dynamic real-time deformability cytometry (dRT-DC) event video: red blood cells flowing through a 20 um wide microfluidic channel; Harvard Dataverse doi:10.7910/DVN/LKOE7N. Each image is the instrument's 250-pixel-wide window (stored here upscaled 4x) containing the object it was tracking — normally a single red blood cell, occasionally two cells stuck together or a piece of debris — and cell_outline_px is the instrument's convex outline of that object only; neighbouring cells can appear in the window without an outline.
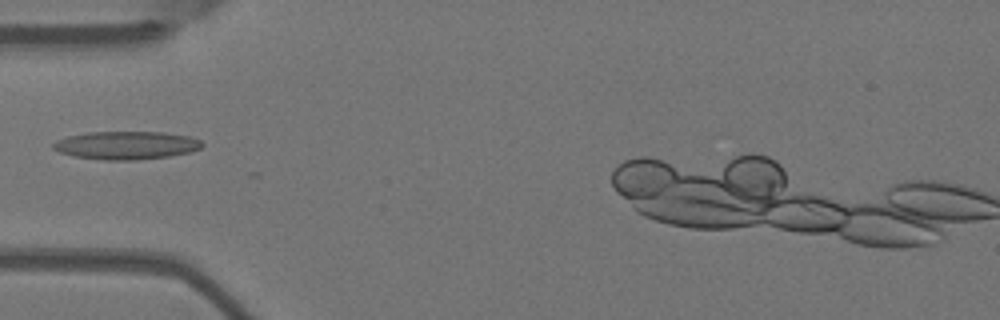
{"species": "Egyptian fruit bat (a non-hibernating species)", "species_latin": "Rousettus aegyptiacus", "temperature_condition": "warm", "stored_images_in_passage": 7, "camera_frame_rate_fps": 3000, "um_per_image_px": 0.085, "animal": {"sex": "female"}, "frame": {"image": 1, "passage_image": 5, "time_ms": 1.333, "image_size_px": [1000, 320], "cell_outline_px": [[204, 144], [200, 148], [192, 152], [168, 156], [136, 160], [104, 160], [72, 156], [60, 152], [52, 148], [52, 144], [56, 140], [68, 136], [88, 132], [164, 132], [192, 136], [200, 140]], "centroid_in_image_um": [10.75, 12.35], "position_along_channel_um": 74.3, "area_um2": 24.57}}